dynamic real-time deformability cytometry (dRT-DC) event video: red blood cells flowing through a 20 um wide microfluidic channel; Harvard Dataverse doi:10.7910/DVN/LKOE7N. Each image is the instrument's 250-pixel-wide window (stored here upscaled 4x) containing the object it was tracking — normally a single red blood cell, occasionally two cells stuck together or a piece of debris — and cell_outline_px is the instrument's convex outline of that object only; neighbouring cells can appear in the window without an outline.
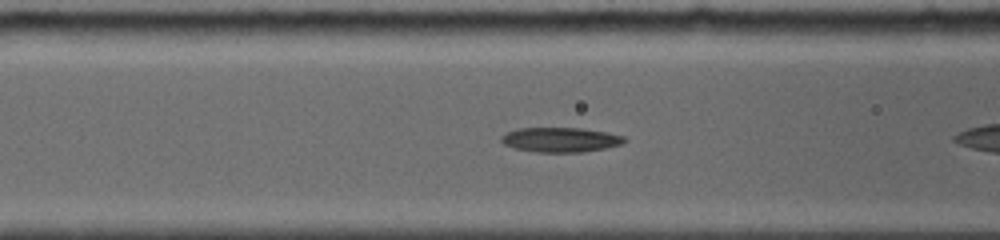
{"species": "common noctule bat (a hibernating species)", "species_latin": "Nyctalus noctula", "temperature_condition": "room temperature", "stored_images_in_passage": 12, "camera_frame_rate_fps": 5000, "um_per_image_px": 0.085, "animal": {"sex": "female", "body_mass_g": 19.0, "forearm_length_mm": 56.7}, "frame": {"image": 1, "passage_image": 7, "time_ms": 2.0, "image_size_px": [1000, 240], "cell_outline_px": [[628, 140], [620, 144], [604, 148], [580, 152], [540, 152], [516, 148], [504, 144], [500, 140], [500, 136], [516, 128], [580, 128], [604, 132], [624, 136]], "centroid_in_image_um": [47.62, 11.87], "position_along_channel_um": 119.0, "area_um2": 17.46}}
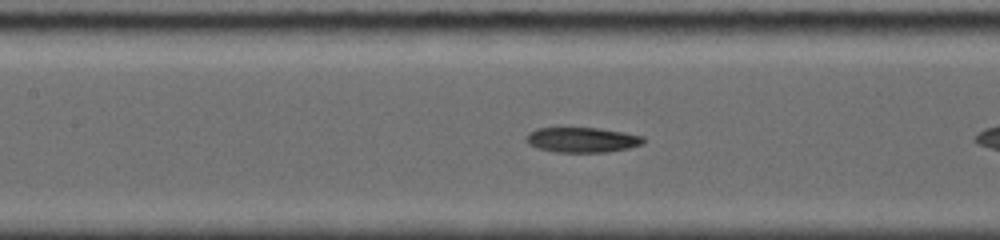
{"frame": {"image": 2, "passage_image": 10, "time_ms": 3.0, "image_size_px": [1000, 240], "cell_outline_px": [[644, 140], [640, 144], [628, 148], [604, 152], [556, 152], [540, 148], [528, 144], [528, 132], [536, 128], [560, 124], [596, 128], [624, 132], [644, 136]], "centroid_in_image_um": [49.41, 11.82], "position_along_channel_um": 158.0, "area_um2": 17.69}}